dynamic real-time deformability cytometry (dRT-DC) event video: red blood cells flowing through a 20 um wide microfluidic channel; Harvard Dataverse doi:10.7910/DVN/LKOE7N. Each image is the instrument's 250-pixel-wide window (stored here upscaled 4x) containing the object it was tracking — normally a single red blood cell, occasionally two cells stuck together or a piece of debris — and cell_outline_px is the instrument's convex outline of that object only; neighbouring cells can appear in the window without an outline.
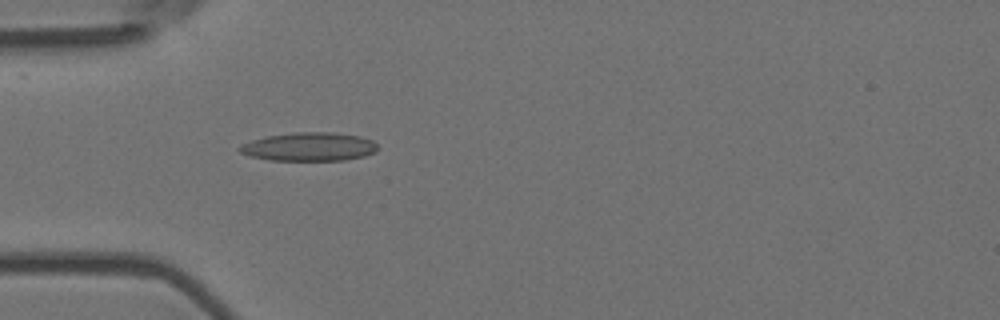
{"species": "Egyptian fruit bat (a non-hibernating species)", "species_latin": "Rousettus aegyptiacus", "temperature_condition": "room temperature", "stored_images_in_passage": 1, "camera_frame_rate_fps": 3000, "um_per_image_px": 0.085, "animal": {"sex": "female"}, "frame": {"image": 1, "passage_image": 1, "time_ms": 0.0, "image_size_px": [1000, 320], "cell_outline_px": [[376, 152], [364, 156], [344, 160], [268, 160], [248, 156], [240, 152], [236, 148], [240, 144], [264, 136], [296, 132], [332, 132], [360, 136], [372, 140], [376, 144]], "centroid_in_image_um": [26.22, 12.47], "position_along_channel_um": 58.8, "area_um2": 23.12}}